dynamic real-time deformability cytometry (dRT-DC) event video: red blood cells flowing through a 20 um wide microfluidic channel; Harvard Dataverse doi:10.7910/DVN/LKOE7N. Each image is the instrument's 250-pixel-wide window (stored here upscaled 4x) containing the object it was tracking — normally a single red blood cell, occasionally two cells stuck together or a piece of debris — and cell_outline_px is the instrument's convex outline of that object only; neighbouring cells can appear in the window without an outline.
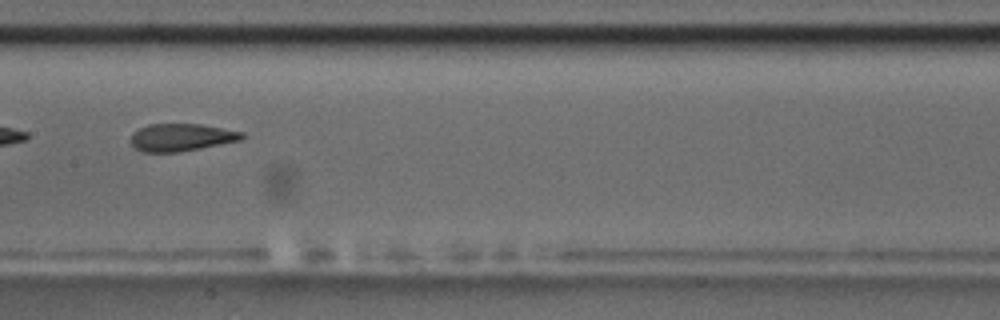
{"species": "common noctule bat (a hibernating species)", "species_latin": "Nyctalus noctula", "temperature_condition": "room temperature", "stored_images_in_passage": 9, "segment_of_instrument_passage": [2, 2], "camera_frame_rate_fps": 3000, "um_per_image_px": 0.085, "animal": {"sex": "male", "body_mass_g": 17.5, "forearm_length_mm": 52.3}, "frame": {"image": 1, "passage_image": 8, "time_ms": 9.0, "image_size_px": [1000, 320], "cell_outline_px": [[244, 136], [240, 140], [180, 152], [144, 152], [136, 148], [132, 144], [132, 132], [148, 124], [200, 124], [244, 132]], "centroid_in_image_um": [15.41, 11.67], "position_along_channel_um": 192.0, "area_um2": 17.63}}